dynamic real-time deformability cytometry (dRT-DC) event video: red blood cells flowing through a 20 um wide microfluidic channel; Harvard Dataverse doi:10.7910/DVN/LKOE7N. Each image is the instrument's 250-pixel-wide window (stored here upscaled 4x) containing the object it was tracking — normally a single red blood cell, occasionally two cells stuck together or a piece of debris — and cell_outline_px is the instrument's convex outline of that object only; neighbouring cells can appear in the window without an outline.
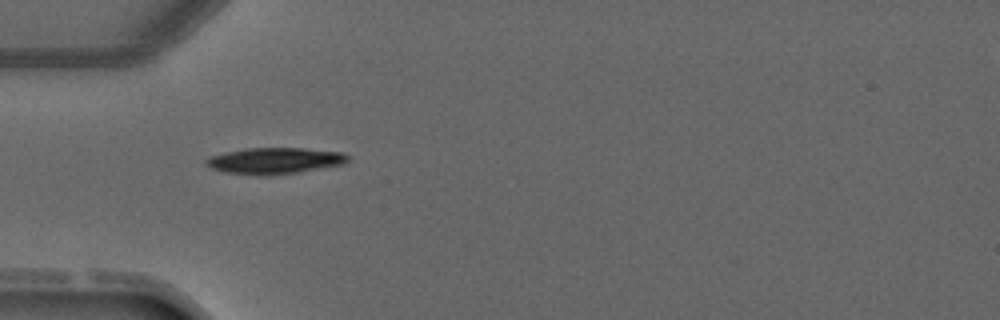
{"species": "common noctule bat (a hibernating species)", "species_latin": "Nyctalus noctula", "temperature_condition": "warm", "stored_images_in_passage": 2, "camera_frame_rate_fps": 3000, "um_per_image_px": 0.085, "animal": {"sex": "male", "forearm_length_mm": 52.5}, "frame": {"image": 1, "passage_image": 1, "time_ms": 0.0, "image_size_px": [1000, 320], "cell_outline_px": [[348, 160], [344, 164], [296, 172], [268, 176], [264, 176], [228, 172], [212, 168], [204, 160], [212, 156], [228, 152], [248, 148], [304, 148], [344, 152], [348, 156]], "centroid_in_image_um": [23.41, 13.66], "position_along_channel_um": 61.6, "area_um2": 21.33}}
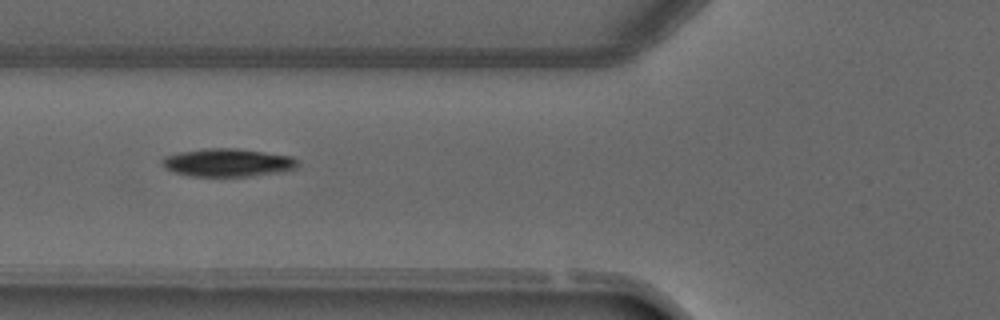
{"frame": {"image": 2, "passage_image": 2, "time_ms": 1.0, "image_size_px": [1000, 320], "cell_outline_px": [[300, 164], [296, 168], [280, 172], [252, 176], [192, 176], [176, 172], [164, 168], [160, 160], [164, 156], [180, 152], [204, 148], [236, 148], [292, 156]], "centroid_in_image_um": [19.35, 13.81], "position_along_channel_um": 106.4, "area_um2": 22.2}}